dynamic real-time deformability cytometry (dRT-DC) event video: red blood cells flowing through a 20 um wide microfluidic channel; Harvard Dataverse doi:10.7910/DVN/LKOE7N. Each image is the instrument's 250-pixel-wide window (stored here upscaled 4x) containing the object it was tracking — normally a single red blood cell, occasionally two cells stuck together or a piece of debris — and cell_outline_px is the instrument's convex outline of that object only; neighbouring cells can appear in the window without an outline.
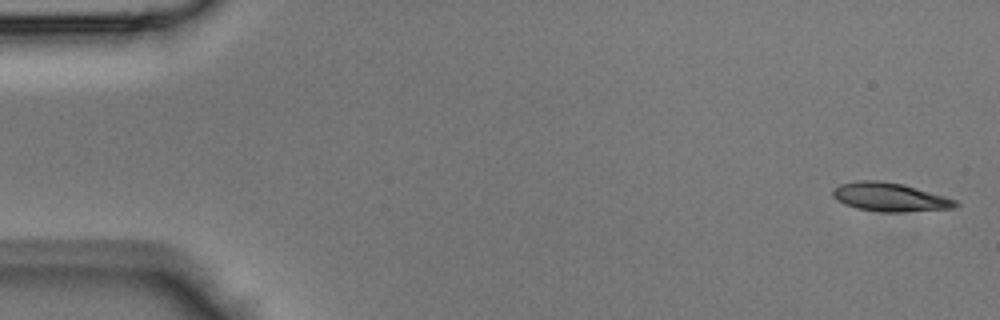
{"species": "Egyptian fruit bat (a non-hibernating species)", "species_latin": "Rousettus aegyptiacus", "temperature_condition": "room temperature", "stored_images_in_passage": 11, "camera_frame_rate_fps": 3000, "um_per_image_px": 0.085, "animal": {"sex": "male"}, "frame": {"image": 1, "passage_image": 1, "time_ms": 0.0, "image_size_px": [1000, 320], "cell_outline_px": [[960, 204], [956, 208], [904, 212], [880, 212], [856, 208], [844, 204], [836, 200], [832, 196], [832, 192], [840, 184], [856, 180], [876, 180], [904, 184], [944, 196], [956, 200]], "centroid_in_image_um": [75.64, 16.76], "position_along_channel_um": 9.4, "area_um2": 20.63}}